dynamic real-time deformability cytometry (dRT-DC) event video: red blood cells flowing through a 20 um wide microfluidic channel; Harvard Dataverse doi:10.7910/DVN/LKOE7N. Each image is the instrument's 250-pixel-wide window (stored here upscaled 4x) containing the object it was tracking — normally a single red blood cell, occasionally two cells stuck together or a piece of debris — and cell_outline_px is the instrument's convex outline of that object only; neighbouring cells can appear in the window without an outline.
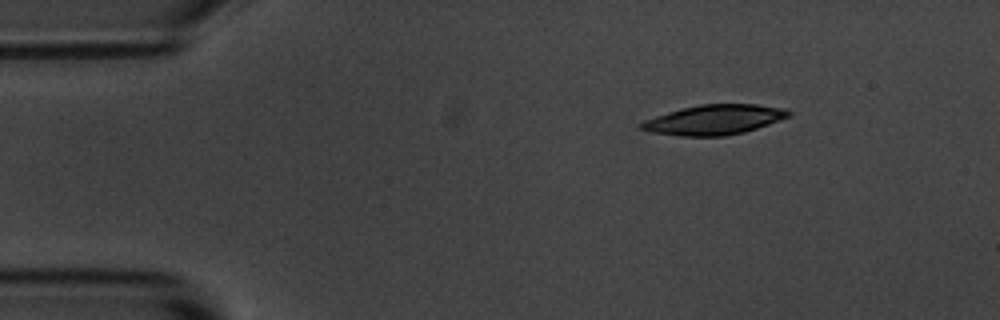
{"species": "common noctule bat (a hibernating species)", "species_latin": "Nyctalus noctula", "temperature_condition": "room temperature", "stored_images_in_passage": 3, "camera_frame_rate_fps": 3000, "um_per_image_px": 0.085, "animal": {"sex": "male", "body_mass_g": 20.1, "forearm_length_mm": 53.5}, "frame": {"image": 1, "passage_image": 1, "time_ms": 0.0, "image_size_px": [1000, 320], "cell_outline_px": [[792, 116], [744, 132], [724, 136], [680, 136], [652, 132], [640, 128], [636, 124], [644, 120], [680, 108], [700, 104], [756, 104], [784, 108], [792, 112]], "centroid_in_image_um": [60.71, 10.17], "position_along_channel_um": 24.3, "area_um2": 25.72}}